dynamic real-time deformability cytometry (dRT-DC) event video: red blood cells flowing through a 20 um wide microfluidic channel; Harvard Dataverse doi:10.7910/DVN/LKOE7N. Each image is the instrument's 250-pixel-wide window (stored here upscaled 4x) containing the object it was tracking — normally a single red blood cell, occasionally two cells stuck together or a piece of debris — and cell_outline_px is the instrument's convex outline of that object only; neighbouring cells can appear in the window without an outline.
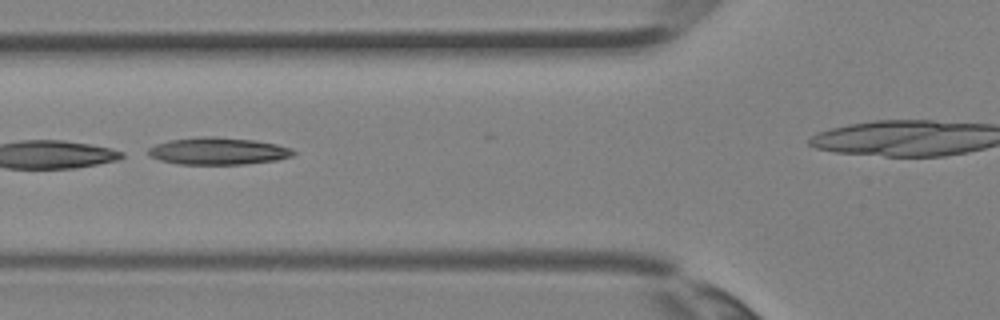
{"species": "Egyptian fruit bat (a non-hibernating species)", "species_latin": "Rousettus aegyptiacus", "temperature_condition": "room temperature", "stored_images_in_passage": 5, "camera_frame_rate_fps": 3000, "um_per_image_px": 0.085, "animal": {"sex": "female"}, "frame": {"image": 1, "passage_image": 4, "time_ms": 1.0, "image_size_px": [1000, 320], "cell_outline_px": [[296, 152], [292, 156], [276, 160], [244, 164], [180, 164], [160, 160], [148, 156], [148, 148], [156, 144], [172, 140], [200, 136], [216, 136], [256, 140], [276, 144], [292, 148]], "centroid_in_image_um": [18.55, 12.83], "position_along_channel_um": 107.3, "area_um2": 23.0}}